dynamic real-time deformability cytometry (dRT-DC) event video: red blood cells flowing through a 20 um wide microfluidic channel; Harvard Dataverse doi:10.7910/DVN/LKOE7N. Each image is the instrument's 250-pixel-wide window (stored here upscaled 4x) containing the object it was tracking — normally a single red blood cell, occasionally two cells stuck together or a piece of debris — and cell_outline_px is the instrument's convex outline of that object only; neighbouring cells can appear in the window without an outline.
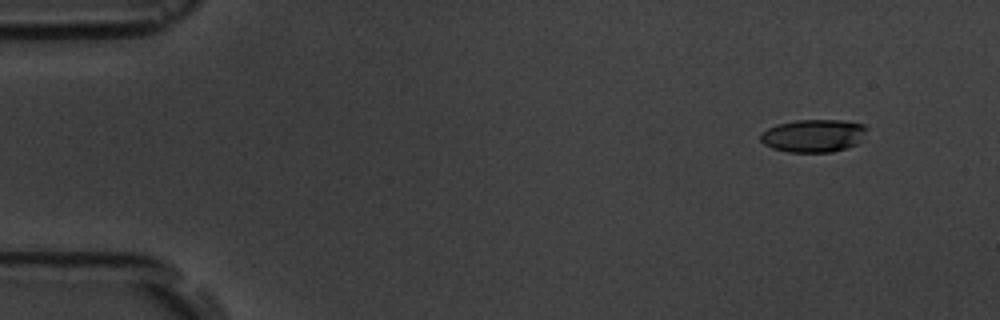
{"species": "common noctule bat (a hibernating species)", "species_latin": "Nyctalus noctula", "temperature_condition": "room temperature", "stored_images_in_passage": 5, "camera_frame_rate_fps": 3000, "um_per_image_px": 0.085, "animal": {"sex": "male", "body_mass_g": 19.5, "forearm_length_mm": 54.6}, "frame": {"image": 1, "passage_image": 2, "time_ms": 1.0, "image_size_px": [1000, 320], "cell_outline_px": [[868, 128], [856, 144], [848, 148], [832, 152], [788, 152], [772, 148], [764, 144], [760, 140], [760, 132], [776, 124], [796, 120], [840, 120], [864, 124]], "centroid_in_image_um": [69.11, 11.53], "position_along_channel_um": 15.9, "area_um2": 20.4}}
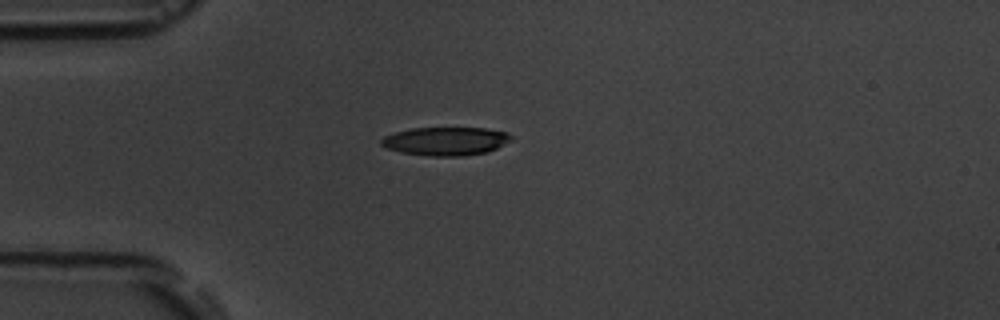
{"frame": {"image": 2, "passage_image": 5, "time_ms": 4.333, "image_size_px": [1000, 320], "cell_outline_px": [[512, 140], [488, 152], [460, 156], [432, 156], [400, 152], [388, 148], [380, 144], [380, 140], [384, 136], [396, 132], [412, 128], [484, 128], [508, 132], [512, 136]], "centroid_in_image_um": [37.9, 12.0], "position_along_channel_um": 47.1, "area_um2": 21.44}}